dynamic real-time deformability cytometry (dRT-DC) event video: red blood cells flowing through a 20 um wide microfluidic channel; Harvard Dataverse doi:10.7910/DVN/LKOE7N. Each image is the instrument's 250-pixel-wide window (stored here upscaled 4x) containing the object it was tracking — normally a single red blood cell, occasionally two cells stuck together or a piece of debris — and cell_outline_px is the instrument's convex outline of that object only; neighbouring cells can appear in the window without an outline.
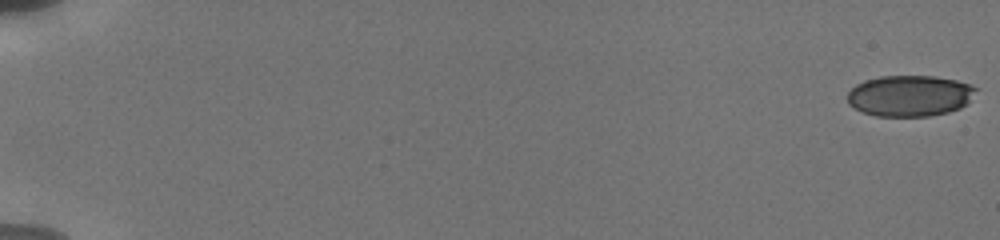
{"species": "human", "species_latin": "Homo sapiens", "temperature_condition": "cold", "stored_images_in_passage": 42, "camera_frame_rate_fps": 3000, "um_per_image_px": 0.085, "donor": {"sex": "male"}, "frame": {"image": 1, "passage_image": 1, "time_ms": 0.0, "image_size_px": [1000, 240], "cell_outline_px": [[976, 88], [968, 104], [960, 108], [948, 112], [928, 116], [876, 116], [864, 112], [848, 104], [848, 92], [856, 84], [864, 80], [880, 76], [936, 76], [956, 80], [968, 84]], "centroid_in_image_um": [77.32, 8.14], "position_along_channel_um": 7.7, "area_um2": 30.69}}
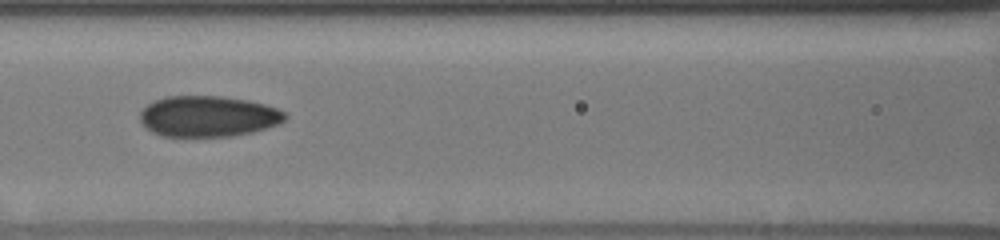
{"frame": {"image": 2, "passage_image": 21, "time_ms": 9.0, "image_size_px": [1000, 240], "cell_outline_px": [[288, 116], [284, 120], [276, 124], [252, 132], [232, 136], [160, 136], [152, 132], [140, 120], [140, 112], [148, 104], [156, 100], [168, 96], [224, 96], [248, 100], [264, 104], [276, 108], [284, 112]], "centroid_in_image_um": [17.68, 9.88], "position_along_channel_um": 148.9, "area_um2": 34.33}}
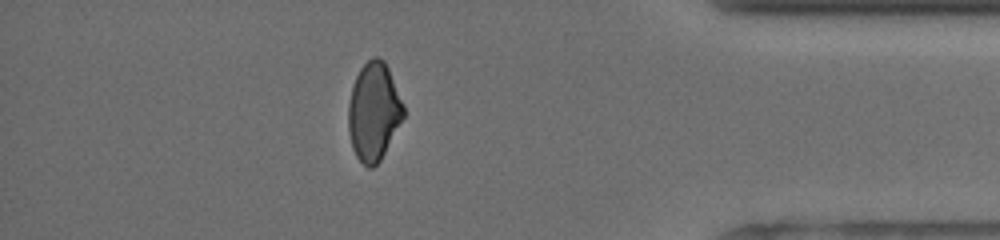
{"frame": {"image": 3, "passage_image": 37, "time_ms": 16.333, "image_size_px": [1000, 240], "cell_outline_px": [[404, 116], [380, 160], [372, 168], [368, 168], [356, 156], [352, 148], [348, 128], [348, 104], [352, 88], [356, 76], [360, 68], [372, 56], [380, 56], [384, 60], [388, 68], [404, 104]], "centroid_in_image_um": [31.76, 9.46], "position_along_channel_um": 403.4, "area_um2": 31.39}, "authors_computed_cell_mechanics": {"area_um2": 33.2061, "velocity_mm_per_s": 3.8428, "shape_relaxation_time_tau1_ms": 8.8926, "shape_relaxation_time_tau2_ms": 2.9204, "deformation_change_tau1": 0.1408, "deformation_change_tau2": 0.0757}}